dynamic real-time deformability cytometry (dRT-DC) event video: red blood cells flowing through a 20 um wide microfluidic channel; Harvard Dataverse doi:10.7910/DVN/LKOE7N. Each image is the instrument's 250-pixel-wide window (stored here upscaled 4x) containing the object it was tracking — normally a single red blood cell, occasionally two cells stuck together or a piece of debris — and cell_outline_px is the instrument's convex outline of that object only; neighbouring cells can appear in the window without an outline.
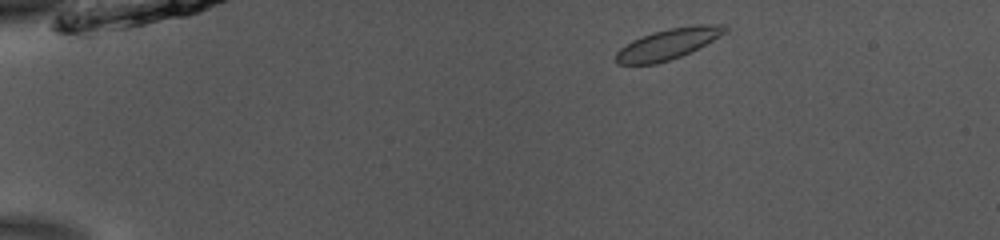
{"species": "common noctule bat (a hibernating species)", "species_latin": "Nyctalus noctula", "temperature_condition": "room temperature", "stored_images_in_passage": 41, "camera_frame_rate_fps": 3000, "um_per_image_px": 0.085, "animal": {"sex": "male", "body_mass_g": 13.0, "forearm_length_mm": 53.1}, "frame": {"image": 1, "passage_image": 2, "time_ms": 0.333, "image_size_px": [1000, 240], "cell_outline_px": [[728, 32], [680, 56], [656, 64], [616, 64], [616, 52], [620, 48], [632, 40], [652, 32], [668, 28], [696, 24], [728, 24]], "centroid_in_image_um": [56.8, 3.71], "position_along_channel_um": 28.2, "area_um2": 19.42}}
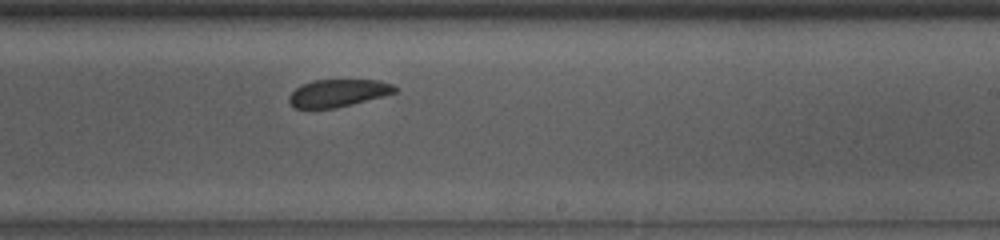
{"frame": {"image": 2, "passage_image": 26, "time_ms": 8.333, "image_size_px": [1000, 240], "cell_outline_px": [[400, 88], [396, 92], [352, 104], [336, 108], [296, 108], [288, 100], [288, 96], [300, 84], [312, 80], [380, 80], [392, 84]], "centroid_in_image_um": [28.74, 7.89], "position_along_channel_um": 260.3, "area_um2": 16.94}}
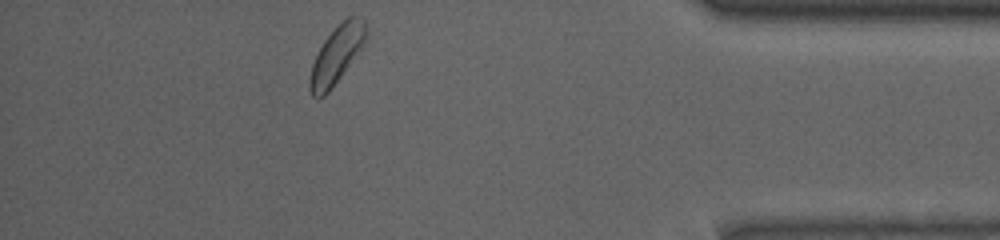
{"frame": {"image": 3, "passage_image": 40, "time_ms": 13.0, "image_size_px": [1000, 240], "cell_outline_px": [[368, 40], [360, 52], [328, 92], [324, 96], [316, 100], [312, 96], [308, 88], [308, 80], [312, 64], [324, 40], [348, 16], [364, 16], [368, 32]], "centroid_in_image_um": [28.65, 4.66], "position_along_channel_um": 406.5, "area_um2": 19.19}}